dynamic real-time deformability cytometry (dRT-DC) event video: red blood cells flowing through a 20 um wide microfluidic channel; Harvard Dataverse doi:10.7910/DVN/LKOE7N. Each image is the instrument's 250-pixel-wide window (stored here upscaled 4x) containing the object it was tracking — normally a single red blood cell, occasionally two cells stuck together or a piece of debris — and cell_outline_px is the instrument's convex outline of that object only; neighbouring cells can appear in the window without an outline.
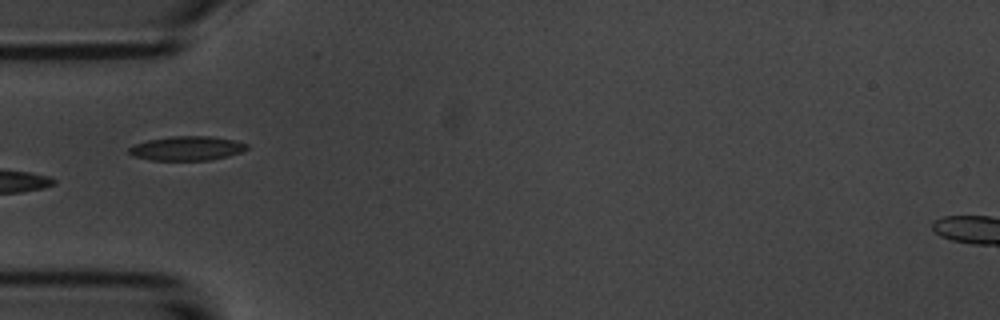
{"species": "common noctule bat (a hibernating species)", "species_latin": "Nyctalus noctula", "temperature_condition": "room temperature", "stored_images_in_passage": 15, "camera_frame_rate_fps": 3000, "um_per_image_px": 0.085, "animal": {"sex": "male", "body_mass_g": 20.1, "forearm_length_mm": 53.5}, "frame": {"image": 1, "passage_image": 5, "time_ms": 5.333, "image_size_px": [1000, 320], "cell_outline_px": [[248, 148], [240, 152], [228, 156], [208, 160], [152, 160], [132, 156], [128, 152], [128, 148], [136, 144], [148, 140], [172, 136], [212, 136], [236, 140], [248, 144]], "centroid_in_image_um": [15.9, 12.6], "position_along_channel_um": 69.1, "area_um2": 16.65}}
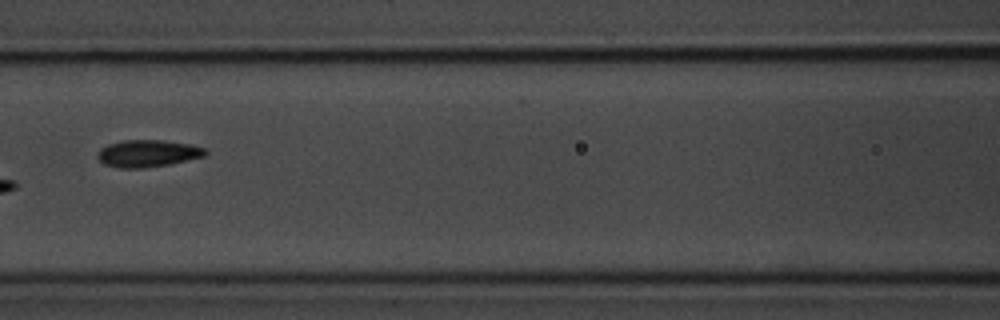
{"frame": {"image": 2, "passage_image": 7, "time_ms": 7.667, "image_size_px": [1000, 320], "cell_outline_px": [[208, 152], [204, 156], [168, 164], [144, 168], [116, 168], [104, 164], [96, 156], [100, 148], [108, 144], [124, 140], [160, 140], [192, 144], [204, 148]], "centroid_in_image_um": [12.53, 13.04], "position_along_channel_um": 154.1, "area_um2": 16.99}, "authors_computed_cell_mechanics": {"area_um2": 16.9932, "velocity_mm_per_s": 3.5889, "shape_relaxation_time_tau1_ms": 1.2914, "shape_relaxation_time_tau2_ms": 1.1909, "deformation_change_tau1": 0.0845, "deformation_change_tau2": 0.0529}}